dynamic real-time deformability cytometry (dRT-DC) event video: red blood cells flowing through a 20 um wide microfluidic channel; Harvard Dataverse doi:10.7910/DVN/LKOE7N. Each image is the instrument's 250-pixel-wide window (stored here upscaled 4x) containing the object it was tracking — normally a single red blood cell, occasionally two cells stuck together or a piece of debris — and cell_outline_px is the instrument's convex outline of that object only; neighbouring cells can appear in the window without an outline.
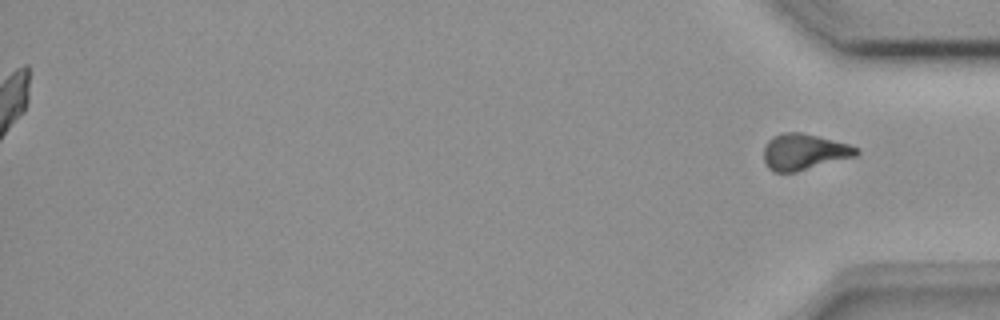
{"species": "common noctule bat (a hibernating species)", "species_latin": "Nyctalus noctula", "temperature_condition": "room temperature", "stored_images_in_passage": 48, "segment_of_instrument_passage": [2, 2], "camera_frame_rate_fps": 3000, "um_per_image_px": 0.085, "animal": {"sex": "female", "body_mass_g": 18.4}, "frame": {"image": 1, "passage_image": 48, "time_ms": 15.667, "image_size_px": [1000, 320], "cell_outline_px": [[860, 152], [856, 156], [796, 172], [772, 172], [768, 168], [764, 160], [764, 148], [768, 140], [772, 136], [784, 132], [800, 132], [848, 144], [860, 148]], "centroid_in_image_um": [68.33, 12.91], "position_along_channel_um": 366.9, "area_um2": 19.48}}